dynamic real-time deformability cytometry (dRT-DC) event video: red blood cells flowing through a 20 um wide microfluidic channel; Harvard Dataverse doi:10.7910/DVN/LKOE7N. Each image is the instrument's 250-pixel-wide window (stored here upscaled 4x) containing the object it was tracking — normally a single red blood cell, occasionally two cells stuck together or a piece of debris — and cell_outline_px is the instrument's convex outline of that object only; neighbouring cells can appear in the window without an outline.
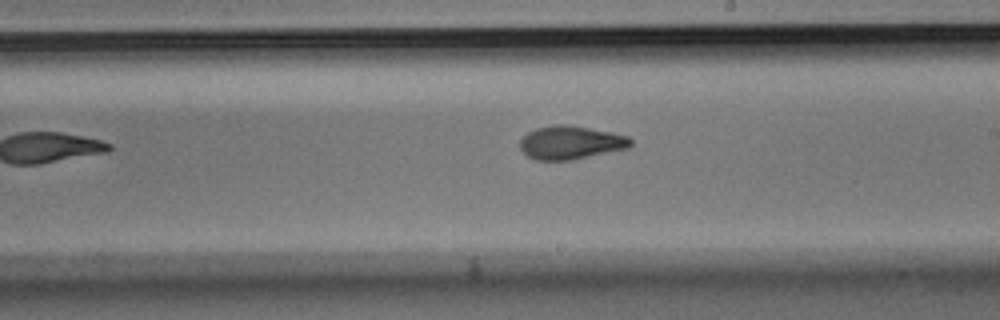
{"species": "Egyptian fruit bat (a non-hibernating species)", "species_latin": "Rousettus aegyptiacus", "temperature_condition": "room temperature", "stored_images_in_passage": 13, "camera_frame_rate_fps": 3000, "um_per_image_px": 0.085, "animal": {"sex": "male"}, "frame": {"image": 1, "passage_image": 8, "time_ms": 2.333, "image_size_px": [1000, 320], "cell_outline_px": [[632, 144], [628, 148], [572, 160], [536, 160], [528, 156], [520, 148], [520, 140], [528, 132], [536, 128], [556, 124], [564, 124], [612, 132], [628, 136], [632, 140]], "centroid_in_image_um": [48.51, 12.12], "position_along_channel_um": 240.5, "area_um2": 21.44}}
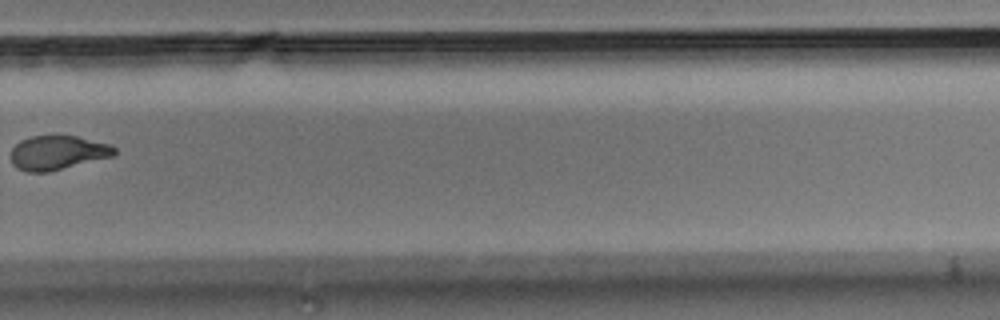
{"frame": {"image": 2, "passage_image": 10, "time_ms": 3.0, "image_size_px": [1000, 320], "cell_outline_px": [[116, 152], [112, 156], [48, 172], [28, 172], [16, 168], [12, 164], [12, 148], [20, 140], [32, 136], [76, 136], [112, 144], [116, 148]], "centroid_in_image_um": [4.9, 12.97], "position_along_channel_um": 324.9, "area_um2": 20.52}}
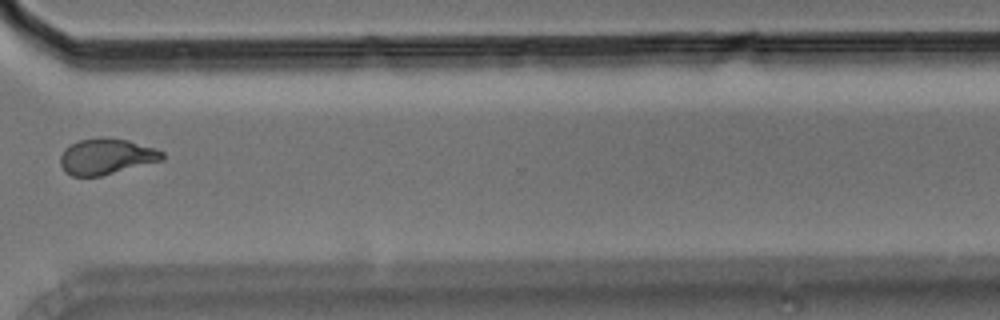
{"frame": {"image": 3, "passage_image": 11, "time_ms": 3.333, "image_size_px": [1000, 320], "cell_outline_px": [[164, 160], [100, 176], [72, 176], [64, 172], [60, 164], [60, 156], [64, 148], [80, 140], [100, 136], [104, 136], [128, 140], [156, 148], [164, 152]], "centroid_in_image_um": [9.04, 13.29], "position_along_channel_um": 361.6, "area_um2": 21.56}}